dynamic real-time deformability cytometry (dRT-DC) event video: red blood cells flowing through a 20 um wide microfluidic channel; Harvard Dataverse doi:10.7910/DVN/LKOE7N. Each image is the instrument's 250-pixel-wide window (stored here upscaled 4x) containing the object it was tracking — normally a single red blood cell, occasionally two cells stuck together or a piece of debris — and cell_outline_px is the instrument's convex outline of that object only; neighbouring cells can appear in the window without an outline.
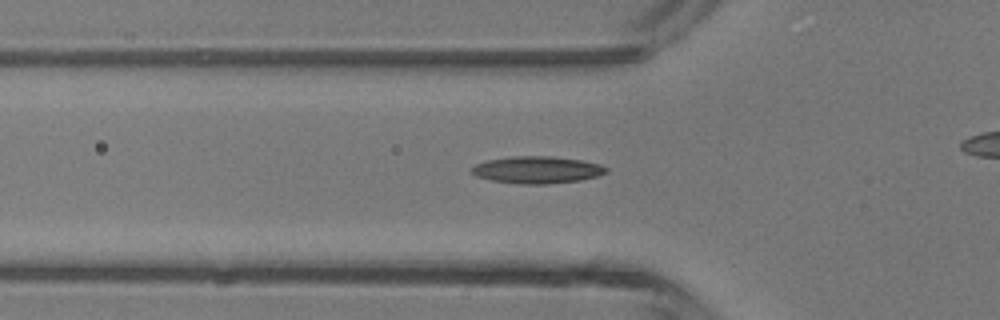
{"species": "common noctule bat (a hibernating species)", "species_latin": "Nyctalus noctula", "temperature_condition": "room temperature", "stored_images_in_passage": 28, "camera_frame_rate_fps": 3000, "um_per_image_px": 0.085, "animal": {"sex": "male", "body_mass_g": 13.3}, "frame": {"image": 1, "passage_image": 6, "time_ms": 1.667, "image_size_px": [1000, 320], "cell_outline_px": [[608, 172], [596, 176], [580, 180], [548, 184], [520, 184], [492, 180], [476, 176], [472, 172], [472, 168], [476, 164], [488, 160], [512, 156], [552, 156], [580, 160], [600, 164], [608, 168]], "centroid_in_image_um": [45.67, 14.43], "position_along_channel_um": 80.1, "area_um2": 21.1}}
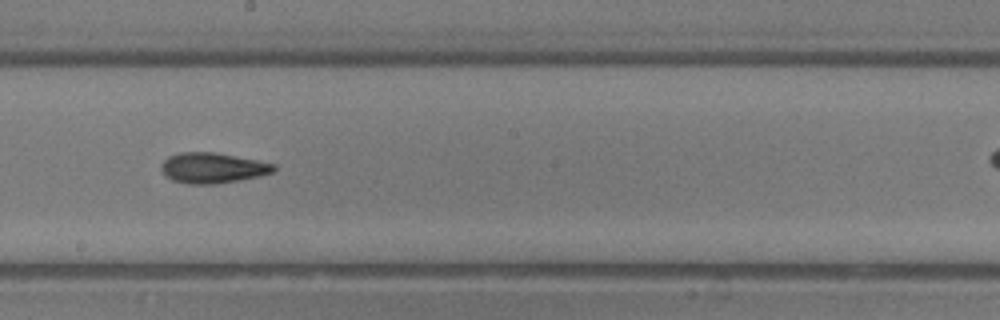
{"frame": {"image": 2, "passage_image": 16, "time_ms": 5.0, "image_size_px": [1000, 320], "cell_outline_px": [[276, 168], [272, 172], [260, 176], [240, 180], [216, 184], [188, 184], [172, 180], [164, 176], [160, 168], [160, 164], [168, 156], [180, 152], [216, 152], [276, 164]], "centroid_in_image_um": [18.04, 14.27], "position_along_channel_um": 230.2, "area_um2": 20.17}}
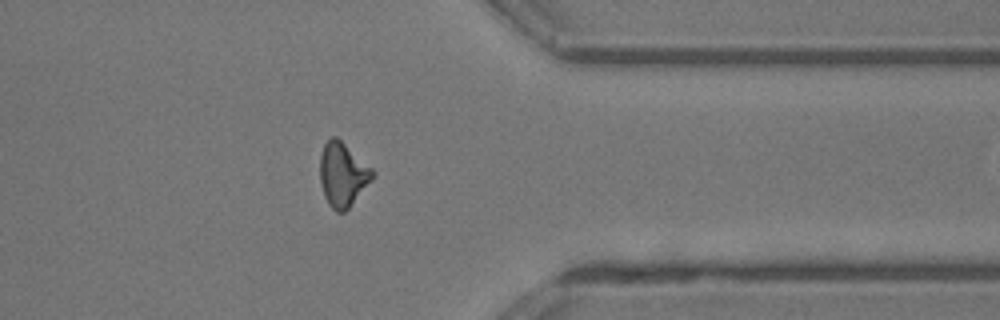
{"frame": {"image": 3, "passage_image": 27, "time_ms": 8.667, "image_size_px": [1000, 320], "cell_outline_px": [[376, 172], [372, 180], [348, 208], [344, 212], [336, 212], [328, 204], [324, 196], [320, 180], [320, 156], [324, 144], [332, 136], [336, 136], [372, 168]], "centroid_in_image_um": [29.12, 14.83], "position_along_channel_um": 382.3, "area_um2": 19.48}}